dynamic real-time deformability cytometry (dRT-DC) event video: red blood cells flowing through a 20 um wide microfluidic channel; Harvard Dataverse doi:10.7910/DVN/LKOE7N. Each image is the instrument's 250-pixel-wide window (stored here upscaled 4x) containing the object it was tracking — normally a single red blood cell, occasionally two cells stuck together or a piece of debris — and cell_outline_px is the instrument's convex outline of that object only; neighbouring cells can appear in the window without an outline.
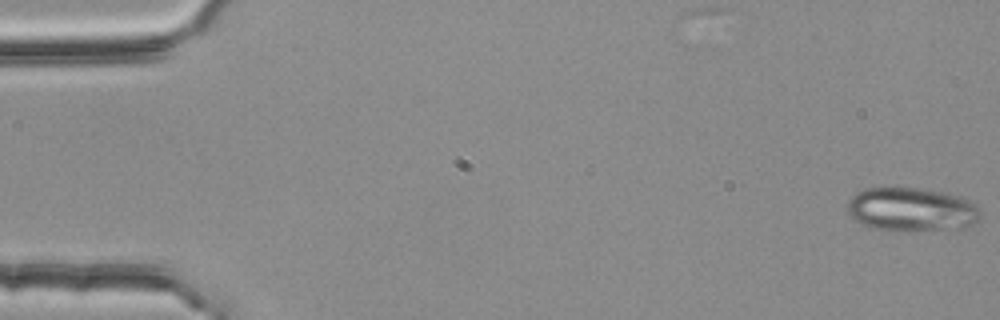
{"species": "common noctule bat (a hibernating species)", "species_latin": "Nyctalus noctula", "temperature_condition": "room temperature", "stored_images_in_passage": 17, "camera_frame_rate_fps": 3000, "um_per_image_px": 0.085, "animal": {"sex": "female", "body_mass_g": 25.1}, "frame": {"image": 1, "passage_image": 1, "time_ms": 0.0, "image_size_px": [1000, 320], "cell_outline_px": [[980, 216], [972, 224], [964, 228], [896, 232], [888, 232], [872, 228], [856, 220], [848, 212], [848, 200], [856, 192], [864, 188], [916, 188], [948, 192], [960, 196], [976, 204], [980, 208]], "centroid_in_image_um": [77.49, 17.82], "position_along_channel_um": 7.5, "area_um2": 34.39}}